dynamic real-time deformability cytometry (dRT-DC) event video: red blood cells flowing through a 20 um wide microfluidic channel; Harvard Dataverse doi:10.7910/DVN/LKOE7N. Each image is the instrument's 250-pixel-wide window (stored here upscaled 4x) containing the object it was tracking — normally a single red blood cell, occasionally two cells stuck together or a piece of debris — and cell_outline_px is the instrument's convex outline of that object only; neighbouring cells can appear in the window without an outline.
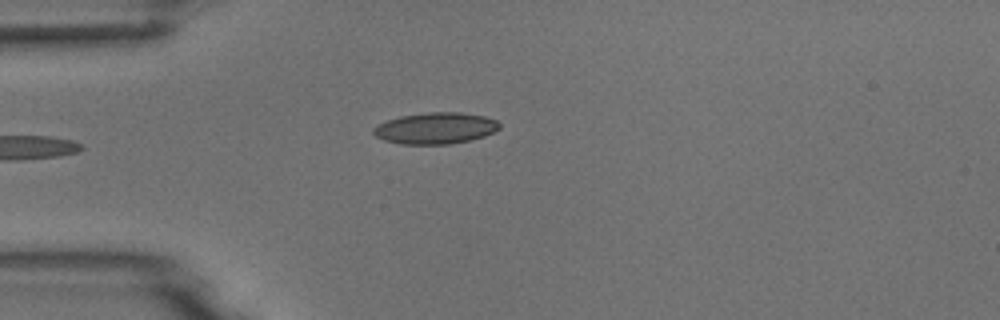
{"species": "common noctule bat (a hibernating species)", "species_latin": "Nyctalus noctula", "temperature_condition": "room temperature", "stored_images_in_passage": 6, "camera_frame_rate_fps": 3000, "um_per_image_px": 0.085, "animal": {"sex": "male", "body_mass_g": 18.8}, "frame": {"image": 1, "passage_image": 5, "time_ms": 4.667, "image_size_px": [1000, 320], "cell_outline_px": [[500, 128], [484, 136], [468, 140], [448, 144], [400, 144], [384, 140], [376, 136], [372, 132], [372, 128], [376, 124], [400, 116], [428, 112], [460, 112], [484, 116], [496, 120], [500, 124]], "centroid_in_image_um": [36.98, 10.89], "position_along_channel_um": 48.0, "area_um2": 23.0}}